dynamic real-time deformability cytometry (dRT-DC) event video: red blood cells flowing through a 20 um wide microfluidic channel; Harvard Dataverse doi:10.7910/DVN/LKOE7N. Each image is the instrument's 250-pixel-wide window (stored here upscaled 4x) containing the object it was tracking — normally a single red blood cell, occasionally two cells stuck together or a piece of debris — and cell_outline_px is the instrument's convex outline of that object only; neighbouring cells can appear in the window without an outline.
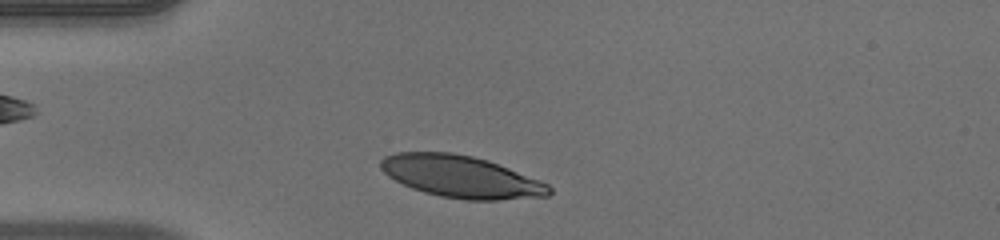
{"species": "human", "species_latin": "Homo sapiens", "temperature_condition": "warm", "stored_images_in_passage": 37, "camera_frame_rate_fps": 3000, "um_per_image_px": 0.085, "donor": {"sex": "male"}, "frame": {"image": 1, "passage_image": 4, "time_ms": 1.0, "image_size_px": [1000, 240], "cell_outline_px": [[552, 192], [548, 196], [496, 200], [464, 200], [440, 196], [424, 192], [412, 188], [388, 176], [380, 168], [380, 160], [384, 156], [396, 152], [452, 152], [472, 156], [488, 160], [540, 180], [548, 184], [552, 188]], "centroid_in_image_um": [39.19, 15.01], "position_along_channel_um": 45.8, "area_um2": 41.27}}
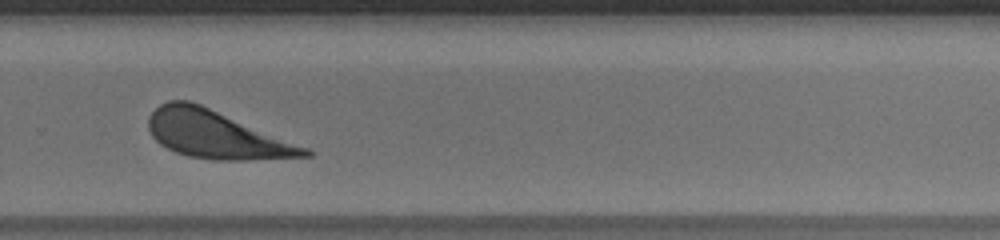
{"frame": {"image": 2, "passage_image": 26, "time_ms": 8.333, "image_size_px": [1000, 240], "cell_outline_px": [[312, 156], [240, 160], [212, 160], [188, 156], [176, 152], [160, 144], [152, 136], [148, 128], [148, 116], [160, 104], [168, 100], [188, 100], [200, 104], [308, 148], [312, 152]], "centroid_in_image_um": [18.33, 11.44], "position_along_channel_um": 311.5, "area_um2": 42.95}}
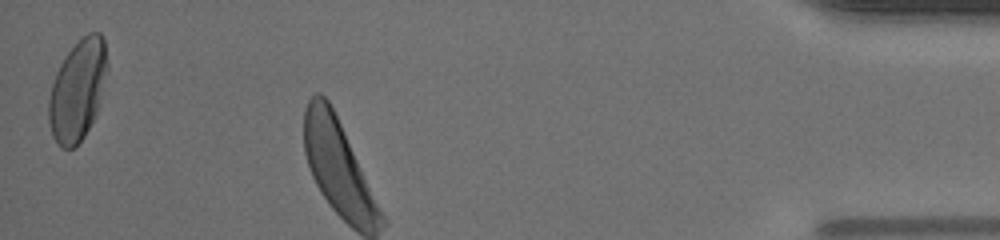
{"frame": {"image": 3, "passage_image": 37, "time_ms": 12.0, "image_size_px": [1000, 240], "cell_outline_px": [[108, 64], [96, 116], [84, 136], [72, 148], [60, 148], [52, 136], [48, 120], [48, 100], [52, 84], [56, 72], [60, 64], [68, 52], [88, 32], [100, 32], [104, 36]], "centroid_in_image_um": [6.59, 7.67], "position_along_channel_um": 428.6, "area_um2": 34.28}, "authors_computed_cell_mechanics": {"area_um2": 42.3096, "velocity_mm_per_s": 3.9056, "shape_relaxation_time_tau1_ms": 2.3466, "shape_relaxation_time_tau2_ms": null, "deformation_change_tau1": 0.1588, "deformation_change_tau2": null}}